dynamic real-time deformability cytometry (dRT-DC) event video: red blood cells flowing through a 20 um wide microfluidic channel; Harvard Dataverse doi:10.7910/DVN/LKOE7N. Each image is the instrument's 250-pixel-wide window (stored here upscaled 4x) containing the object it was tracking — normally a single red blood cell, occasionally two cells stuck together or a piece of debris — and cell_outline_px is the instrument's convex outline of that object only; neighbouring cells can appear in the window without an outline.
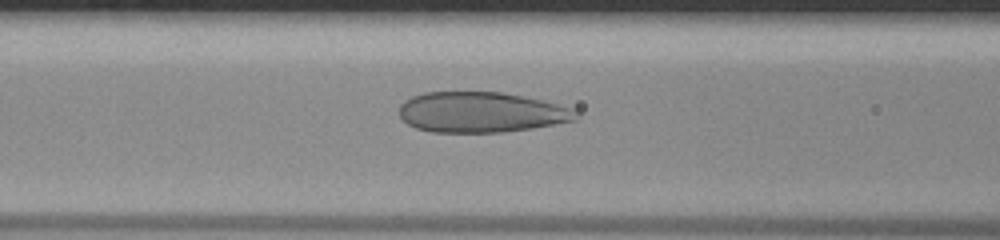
{"species": "human", "species_latin": "Homo sapiens", "temperature_condition": "room temperature", "stored_images_in_passage": 42, "camera_frame_rate_fps": 3000, "um_per_image_px": 0.085, "donor": {"sex": "male"}, "frame": {"image": 1, "passage_image": 14, "time_ms": 4.333, "image_size_px": [1000, 240], "cell_outline_px": [[576, 120], [556, 124], [532, 128], [504, 132], [432, 132], [416, 128], [408, 124], [400, 116], [400, 104], [404, 100], [412, 96], [424, 92], [504, 92], [540, 100], [572, 108], [576, 112]], "centroid_in_image_um": [40.86, 9.54], "position_along_channel_um": 125.7, "area_um2": 41.56}}
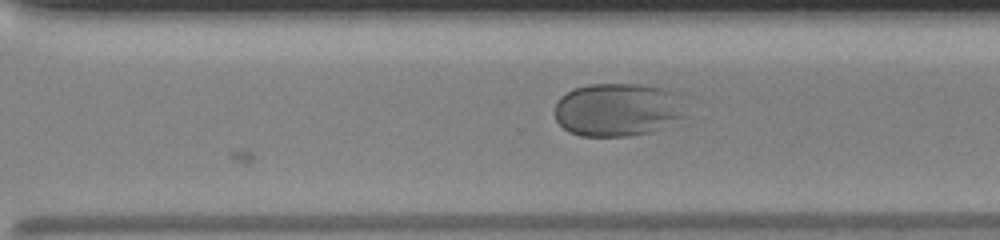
{"frame": {"image": 2, "passage_image": 28, "time_ms": 9.0, "image_size_px": [1000, 240], "cell_outline_px": [[684, 116], [652, 132], [628, 136], [580, 136], [568, 132], [556, 120], [552, 112], [556, 100], [560, 96], [576, 88], [588, 84], [640, 84], [664, 88], [672, 92]], "centroid_in_image_um": [52.36, 9.33], "position_along_channel_um": 318.2, "area_um2": 40.29}}
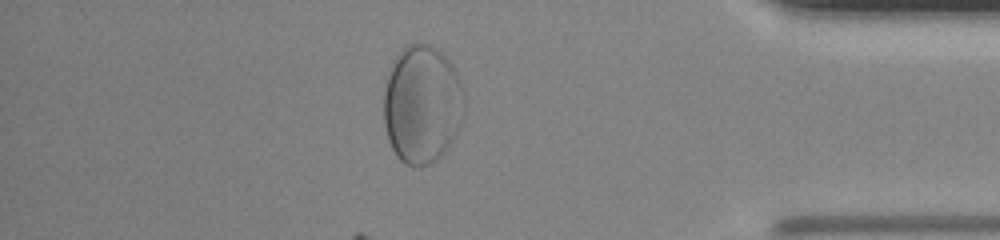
{"frame": {"image": 3, "passage_image": 36, "time_ms": 11.667, "image_size_px": [1000, 240], "cell_outline_px": [[464, 120], [448, 148], [440, 156], [428, 164], [404, 164], [396, 156], [388, 140], [384, 124], [384, 92], [392, 60], [408, 44], [428, 44], [436, 48], [452, 64], [456, 72], [464, 92]], "centroid_in_image_um": [35.88, 8.87], "position_along_channel_um": 399.3, "area_um2": 55.6}}